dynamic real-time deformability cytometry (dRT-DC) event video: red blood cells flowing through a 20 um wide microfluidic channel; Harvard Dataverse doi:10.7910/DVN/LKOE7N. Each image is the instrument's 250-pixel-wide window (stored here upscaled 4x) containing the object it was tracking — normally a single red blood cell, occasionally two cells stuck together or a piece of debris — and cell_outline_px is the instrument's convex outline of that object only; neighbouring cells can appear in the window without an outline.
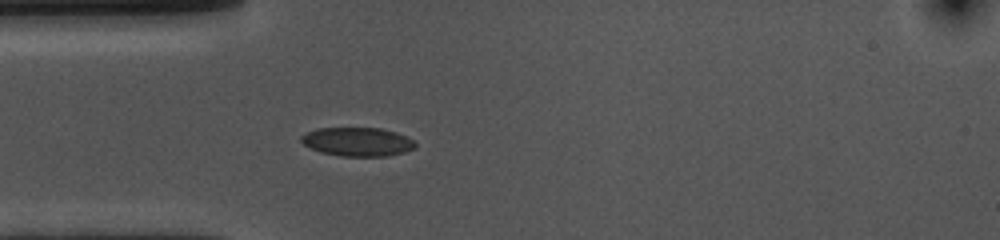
{"species": "common noctule bat (a hibernating species)", "species_latin": "Nyctalus noctula", "temperature_condition": "cold", "stored_images_in_passage": 38, "camera_frame_rate_fps": 3000, "um_per_image_px": 0.085, "animal": {"sex": "female", "body_mass_g": 10.0, "forearm_length_mm": 53.1}, "frame": {"image": 1, "passage_image": 14, "time_ms": 4.333, "image_size_px": [1000, 240], "cell_outline_px": [[416, 148], [404, 152], [388, 156], [340, 156], [320, 152], [304, 144], [300, 140], [300, 136], [316, 128], [380, 128], [396, 132], [412, 140], [416, 144]], "centroid_in_image_um": [30.38, 12.05], "position_along_channel_um": 54.6, "area_um2": 19.07}}
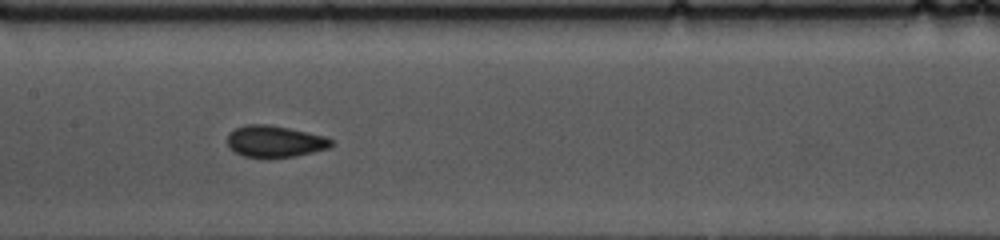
{"frame": {"image": 2, "passage_image": 25, "time_ms": 8.0, "image_size_px": [1000, 240], "cell_outline_px": [[332, 144], [328, 148], [296, 156], [244, 156], [228, 148], [228, 132], [244, 124], [268, 124], [328, 136], [332, 140]], "centroid_in_image_um": [23.35, 11.99], "position_along_channel_um": 184.0, "area_um2": 18.9}}
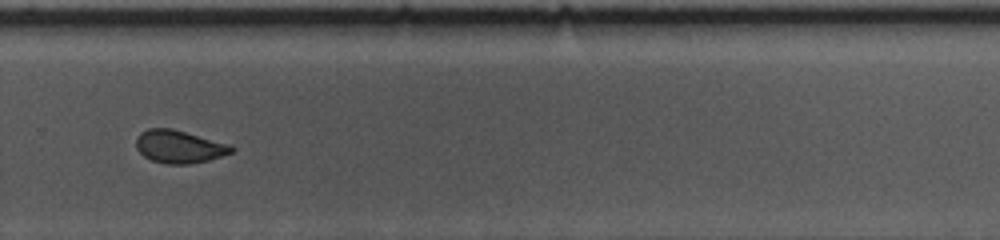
{"frame": {"image": 3, "passage_image": 36, "time_ms": 11.667, "image_size_px": [1000, 240], "cell_outline_px": [[236, 148], [232, 152], [208, 160], [188, 164], [168, 164], [152, 160], [144, 156], [136, 148], [136, 136], [140, 132], [148, 128], [172, 128], [232, 144]], "centroid_in_image_um": [15.24, 12.45], "position_along_channel_um": 314.6, "area_um2": 18.38}}